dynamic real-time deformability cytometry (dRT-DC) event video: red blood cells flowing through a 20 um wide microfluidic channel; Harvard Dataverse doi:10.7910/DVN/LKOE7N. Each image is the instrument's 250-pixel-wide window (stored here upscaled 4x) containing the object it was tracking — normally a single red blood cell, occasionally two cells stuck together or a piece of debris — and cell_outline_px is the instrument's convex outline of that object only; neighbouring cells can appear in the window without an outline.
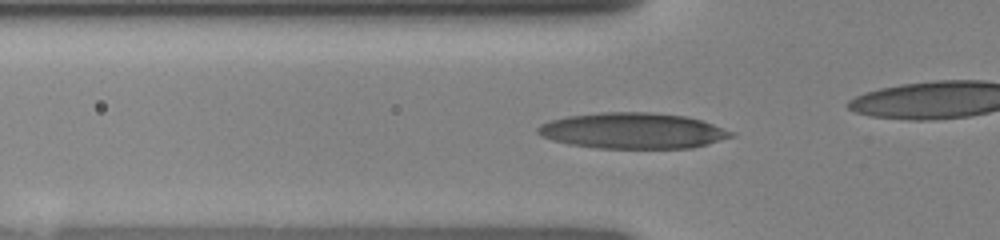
{"species": "human", "species_latin": "Homo sapiens", "temperature_condition": "room temperature", "stored_images_in_passage": 26, "camera_frame_rate_fps": 3000, "um_per_image_px": 0.085, "donor": {"sex": "female"}, "frame": {"image": 1, "passage_image": 4, "time_ms": 1.0, "image_size_px": [1000, 240], "cell_outline_px": [[736, 136], [692, 148], [596, 148], [568, 144], [552, 140], [536, 132], [536, 128], [540, 124], [552, 120], [568, 116], [600, 112], [652, 112], [684, 116], [700, 120], [712, 124], [732, 132]], "centroid_in_image_um": [53.76, 11.11], "position_along_channel_um": 72.0, "area_um2": 40.23}}
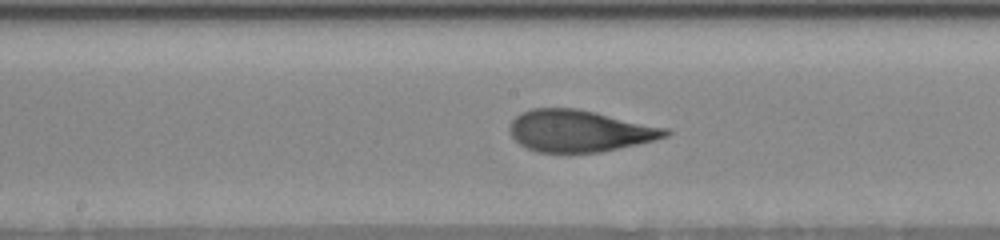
{"frame": {"image": 2, "passage_image": 13, "time_ms": 4.0, "image_size_px": [1000, 240], "cell_outline_px": [[672, 132], [668, 136], [640, 144], [600, 152], [540, 152], [528, 148], [520, 144], [508, 132], [508, 124], [520, 112], [532, 108], [576, 108], [596, 112], [668, 128]], "centroid_in_image_um": [49.25, 11.12], "position_along_channel_um": 198.9, "area_um2": 38.09}}
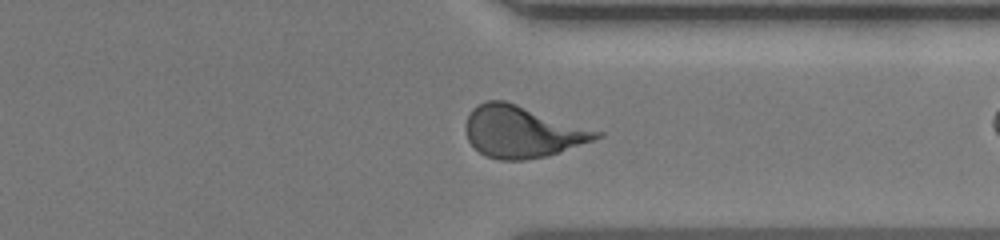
{"frame": {"image": 3, "passage_image": 25, "time_ms": 8.0, "image_size_px": [1000, 240], "cell_outline_px": [[604, 136], [544, 156], [524, 160], [500, 160], [488, 156], [480, 152], [468, 140], [464, 128], [464, 124], [472, 108], [476, 104], [488, 100], [504, 100], [604, 132]], "centroid_in_image_um": [44.35, 11.18], "position_along_channel_um": 367.1, "area_um2": 39.02}}